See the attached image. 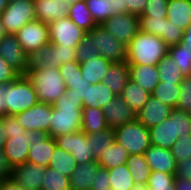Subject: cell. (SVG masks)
Instances as JSON below:
<instances>
[{"label": "cell", "instance_id": "1", "mask_svg": "<svg viewBox=\"0 0 191 190\" xmlns=\"http://www.w3.org/2000/svg\"><path fill=\"white\" fill-rule=\"evenodd\" d=\"M82 99L68 97L65 91L52 104L49 135L55 138L63 134L77 133L82 128Z\"/></svg>", "mask_w": 191, "mask_h": 190}, {"label": "cell", "instance_id": "2", "mask_svg": "<svg viewBox=\"0 0 191 190\" xmlns=\"http://www.w3.org/2000/svg\"><path fill=\"white\" fill-rule=\"evenodd\" d=\"M168 47L160 37L139 30L127 46L126 62L158 65L159 61L168 54Z\"/></svg>", "mask_w": 191, "mask_h": 190}, {"label": "cell", "instance_id": "3", "mask_svg": "<svg viewBox=\"0 0 191 190\" xmlns=\"http://www.w3.org/2000/svg\"><path fill=\"white\" fill-rule=\"evenodd\" d=\"M151 145L171 150L179 136L191 134V118L188 112L173 108L169 118L149 128Z\"/></svg>", "mask_w": 191, "mask_h": 190}, {"label": "cell", "instance_id": "4", "mask_svg": "<svg viewBox=\"0 0 191 190\" xmlns=\"http://www.w3.org/2000/svg\"><path fill=\"white\" fill-rule=\"evenodd\" d=\"M25 75L31 81L39 102L52 105L66 91L59 68L28 69Z\"/></svg>", "mask_w": 191, "mask_h": 190}, {"label": "cell", "instance_id": "5", "mask_svg": "<svg viewBox=\"0 0 191 190\" xmlns=\"http://www.w3.org/2000/svg\"><path fill=\"white\" fill-rule=\"evenodd\" d=\"M5 100L6 115L23 112L39 102L35 89L26 75H20L9 83L5 91Z\"/></svg>", "mask_w": 191, "mask_h": 190}, {"label": "cell", "instance_id": "6", "mask_svg": "<svg viewBox=\"0 0 191 190\" xmlns=\"http://www.w3.org/2000/svg\"><path fill=\"white\" fill-rule=\"evenodd\" d=\"M113 131L115 141L122 145L129 155L144 154L151 145L149 129L137 119Z\"/></svg>", "mask_w": 191, "mask_h": 190}, {"label": "cell", "instance_id": "7", "mask_svg": "<svg viewBox=\"0 0 191 190\" xmlns=\"http://www.w3.org/2000/svg\"><path fill=\"white\" fill-rule=\"evenodd\" d=\"M6 34H15L25 24L36 20L33 0H9L5 10L0 14Z\"/></svg>", "mask_w": 191, "mask_h": 190}, {"label": "cell", "instance_id": "8", "mask_svg": "<svg viewBox=\"0 0 191 190\" xmlns=\"http://www.w3.org/2000/svg\"><path fill=\"white\" fill-rule=\"evenodd\" d=\"M87 34L92 38V43L100 56L112 63L126 61L127 46L120 43L102 24L96 25Z\"/></svg>", "mask_w": 191, "mask_h": 190}, {"label": "cell", "instance_id": "9", "mask_svg": "<svg viewBox=\"0 0 191 190\" xmlns=\"http://www.w3.org/2000/svg\"><path fill=\"white\" fill-rule=\"evenodd\" d=\"M49 40L53 44L76 48L87 32L79 28L68 16L60 18L49 25Z\"/></svg>", "mask_w": 191, "mask_h": 190}, {"label": "cell", "instance_id": "10", "mask_svg": "<svg viewBox=\"0 0 191 190\" xmlns=\"http://www.w3.org/2000/svg\"><path fill=\"white\" fill-rule=\"evenodd\" d=\"M15 35L28 56L35 50L50 43L49 26L38 20L25 24Z\"/></svg>", "mask_w": 191, "mask_h": 190}, {"label": "cell", "instance_id": "11", "mask_svg": "<svg viewBox=\"0 0 191 190\" xmlns=\"http://www.w3.org/2000/svg\"><path fill=\"white\" fill-rule=\"evenodd\" d=\"M55 141L59 148L71 153L78 165L97 161L93 156L92 144H90L87 134L83 131L59 135L55 137Z\"/></svg>", "mask_w": 191, "mask_h": 190}, {"label": "cell", "instance_id": "12", "mask_svg": "<svg viewBox=\"0 0 191 190\" xmlns=\"http://www.w3.org/2000/svg\"><path fill=\"white\" fill-rule=\"evenodd\" d=\"M102 26L120 43L128 46L140 30L139 16L130 13L115 14L106 19Z\"/></svg>", "mask_w": 191, "mask_h": 190}, {"label": "cell", "instance_id": "13", "mask_svg": "<svg viewBox=\"0 0 191 190\" xmlns=\"http://www.w3.org/2000/svg\"><path fill=\"white\" fill-rule=\"evenodd\" d=\"M30 148L27 155V162L48 167L52 154L57 146L55 138L49 133L40 130L30 131Z\"/></svg>", "mask_w": 191, "mask_h": 190}, {"label": "cell", "instance_id": "14", "mask_svg": "<svg viewBox=\"0 0 191 190\" xmlns=\"http://www.w3.org/2000/svg\"><path fill=\"white\" fill-rule=\"evenodd\" d=\"M30 131L16 134H6L3 144V154L10 169L27 162V155L30 148Z\"/></svg>", "mask_w": 191, "mask_h": 190}, {"label": "cell", "instance_id": "15", "mask_svg": "<svg viewBox=\"0 0 191 190\" xmlns=\"http://www.w3.org/2000/svg\"><path fill=\"white\" fill-rule=\"evenodd\" d=\"M0 57L20 75L29 68V56L25 53L15 34H5L0 39Z\"/></svg>", "mask_w": 191, "mask_h": 190}, {"label": "cell", "instance_id": "16", "mask_svg": "<svg viewBox=\"0 0 191 190\" xmlns=\"http://www.w3.org/2000/svg\"><path fill=\"white\" fill-rule=\"evenodd\" d=\"M15 116L25 130H40L49 133L52 105L38 102L31 108L15 114Z\"/></svg>", "mask_w": 191, "mask_h": 190}, {"label": "cell", "instance_id": "17", "mask_svg": "<svg viewBox=\"0 0 191 190\" xmlns=\"http://www.w3.org/2000/svg\"><path fill=\"white\" fill-rule=\"evenodd\" d=\"M59 72L65 82L68 97L83 100L91 84L83 78L79 63L77 61L67 62L59 66Z\"/></svg>", "mask_w": 191, "mask_h": 190}, {"label": "cell", "instance_id": "18", "mask_svg": "<svg viewBox=\"0 0 191 190\" xmlns=\"http://www.w3.org/2000/svg\"><path fill=\"white\" fill-rule=\"evenodd\" d=\"M35 4V18L47 25L68 16L73 4L80 0H33Z\"/></svg>", "mask_w": 191, "mask_h": 190}, {"label": "cell", "instance_id": "19", "mask_svg": "<svg viewBox=\"0 0 191 190\" xmlns=\"http://www.w3.org/2000/svg\"><path fill=\"white\" fill-rule=\"evenodd\" d=\"M45 167L25 162L10 170V177L13 178L25 190H41L44 178Z\"/></svg>", "mask_w": 191, "mask_h": 190}, {"label": "cell", "instance_id": "20", "mask_svg": "<svg viewBox=\"0 0 191 190\" xmlns=\"http://www.w3.org/2000/svg\"><path fill=\"white\" fill-rule=\"evenodd\" d=\"M107 125L114 130L136 119V113L121 96H115L106 107H103Z\"/></svg>", "mask_w": 191, "mask_h": 190}, {"label": "cell", "instance_id": "21", "mask_svg": "<svg viewBox=\"0 0 191 190\" xmlns=\"http://www.w3.org/2000/svg\"><path fill=\"white\" fill-rule=\"evenodd\" d=\"M172 109L150 95L143 108L136 113V119L149 129L169 118Z\"/></svg>", "mask_w": 191, "mask_h": 190}, {"label": "cell", "instance_id": "22", "mask_svg": "<svg viewBox=\"0 0 191 190\" xmlns=\"http://www.w3.org/2000/svg\"><path fill=\"white\" fill-rule=\"evenodd\" d=\"M144 155L152 171L175 174L177 162L171 150L156 145H150Z\"/></svg>", "mask_w": 191, "mask_h": 190}, {"label": "cell", "instance_id": "23", "mask_svg": "<svg viewBox=\"0 0 191 190\" xmlns=\"http://www.w3.org/2000/svg\"><path fill=\"white\" fill-rule=\"evenodd\" d=\"M86 5L97 25L115 14L128 13V8L123 7V0H85Z\"/></svg>", "mask_w": 191, "mask_h": 190}, {"label": "cell", "instance_id": "24", "mask_svg": "<svg viewBox=\"0 0 191 190\" xmlns=\"http://www.w3.org/2000/svg\"><path fill=\"white\" fill-rule=\"evenodd\" d=\"M129 79L151 93L160 82L157 65L128 64Z\"/></svg>", "mask_w": 191, "mask_h": 190}, {"label": "cell", "instance_id": "25", "mask_svg": "<svg viewBox=\"0 0 191 190\" xmlns=\"http://www.w3.org/2000/svg\"><path fill=\"white\" fill-rule=\"evenodd\" d=\"M129 80V65L128 63H112L105 77L101 81L110 91L116 96H120Z\"/></svg>", "mask_w": 191, "mask_h": 190}, {"label": "cell", "instance_id": "26", "mask_svg": "<svg viewBox=\"0 0 191 190\" xmlns=\"http://www.w3.org/2000/svg\"><path fill=\"white\" fill-rule=\"evenodd\" d=\"M98 167L97 161L77 165L69 177L71 190H90Z\"/></svg>", "mask_w": 191, "mask_h": 190}, {"label": "cell", "instance_id": "27", "mask_svg": "<svg viewBox=\"0 0 191 190\" xmlns=\"http://www.w3.org/2000/svg\"><path fill=\"white\" fill-rule=\"evenodd\" d=\"M111 64L112 62L100 55L91 60L87 59L79 63L83 78L90 84L100 83L108 72Z\"/></svg>", "mask_w": 191, "mask_h": 190}, {"label": "cell", "instance_id": "28", "mask_svg": "<svg viewBox=\"0 0 191 190\" xmlns=\"http://www.w3.org/2000/svg\"><path fill=\"white\" fill-rule=\"evenodd\" d=\"M166 18L185 30L191 23V0H168Z\"/></svg>", "mask_w": 191, "mask_h": 190}, {"label": "cell", "instance_id": "29", "mask_svg": "<svg viewBox=\"0 0 191 190\" xmlns=\"http://www.w3.org/2000/svg\"><path fill=\"white\" fill-rule=\"evenodd\" d=\"M102 108L84 106L82 109V128L86 134L96 133L108 129Z\"/></svg>", "mask_w": 191, "mask_h": 190}, {"label": "cell", "instance_id": "30", "mask_svg": "<svg viewBox=\"0 0 191 190\" xmlns=\"http://www.w3.org/2000/svg\"><path fill=\"white\" fill-rule=\"evenodd\" d=\"M116 96L110 89L100 83L91 84L86 92V97L83 98V106L103 108Z\"/></svg>", "mask_w": 191, "mask_h": 190}, {"label": "cell", "instance_id": "31", "mask_svg": "<svg viewBox=\"0 0 191 190\" xmlns=\"http://www.w3.org/2000/svg\"><path fill=\"white\" fill-rule=\"evenodd\" d=\"M150 95L151 94L148 91L129 79L120 96L128 106L137 113L146 104Z\"/></svg>", "mask_w": 191, "mask_h": 190}, {"label": "cell", "instance_id": "32", "mask_svg": "<svg viewBox=\"0 0 191 190\" xmlns=\"http://www.w3.org/2000/svg\"><path fill=\"white\" fill-rule=\"evenodd\" d=\"M58 68L55 57V44L49 43L29 55L28 69Z\"/></svg>", "mask_w": 191, "mask_h": 190}, {"label": "cell", "instance_id": "33", "mask_svg": "<svg viewBox=\"0 0 191 190\" xmlns=\"http://www.w3.org/2000/svg\"><path fill=\"white\" fill-rule=\"evenodd\" d=\"M129 154L127 150L115 141L110 147H106L103 154L97 160L100 167L112 169L126 164Z\"/></svg>", "mask_w": 191, "mask_h": 190}, {"label": "cell", "instance_id": "34", "mask_svg": "<svg viewBox=\"0 0 191 190\" xmlns=\"http://www.w3.org/2000/svg\"><path fill=\"white\" fill-rule=\"evenodd\" d=\"M126 165L132 175L133 182L137 184H147L152 173L144 154L129 155Z\"/></svg>", "mask_w": 191, "mask_h": 190}, {"label": "cell", "instance_id": "35", "mask_svg": "<svg viewBox=\"0 0 191 190\" xmlns=\"http://www.w3.org/2000/svg\"><path fill=\"white\" fill-rule=\"evenodd\" d=\"M68 17L79 28L85 30L87 33L97 25L86 5L85 0H80L73 4L68 11Z\"/></svg>", "mask_w": 191, "mask_h": 190}, {"label": "cell", "instance_id": "36", "mask_svg": "<svg viewBox=\"0 0 191 190\" xmlns=\"http://www.w3.org/2000/svg\"><path fill=\"white\" fill-rule=\"evenodd\" d=\"M150 94L162 103L172 108H177V102L180 97V83L160 81Z\"/></svg>", "mask_w": 191, "mask_h": 190}, {"label": "cell", "instance_id": "37", "mask_svg": "<svg viewBox=\"0 0 191 190\" xmlns=\"http://www.w3.org/2000/svg\"><path fill=\"white\" fill-rule=\"evenodd\" d=\"M77 165L76 159L71 153L56 146L48 167H52L63 175L70 177Z\"/></svg>", "mask_w": 191, "mask_h": 190}, {"label": "cell", "instance_id": "38", "mask_svg": "<svg viewBox=\"0 0 191 190\" xmlns=\"http://www.w3.org/2000/svg\"><path fill=\"white\" fill-rule=\"evenodd\" d=\"M112 190H131L136 184L126 164L108 169Z\"/></svg>", "mask_w": 191, "mask_h": 190}, {"label": "cell", "instance_id": "39", "mask_svg": "<svg viewBox=\"0 0 191 190\" xmlns=\"http://www.w3.org/2000/svg\"><path fill=\"white\" fill-rule=\"evenodd\" d=\"M87 138L90 144H92V152L96 160L101 157L106 147H110L115 142L114 131L110 128L87 134Z\"/></svg>", "mask_w": 191, "mask_h": 190}, {"label": "cell", "instance_id": "40", "mask_svg": "<svg viewBox=\"0 0 191 190\" xmlns=\"http://www.w3.org/2000/svg\"><path fill=\"white\" fill-rule=\"evenodd\" d=\"M168 54L175 60L184 77L191 75V50L186 44L180 42L169 46Z\"/></svg>", "mask_w": 191, "mask_h": 190}, {"label": "cell", "instance_id": "41", "mask_svg": "<svg viewBox=\"0 0 191 190\" xmlns=\"http://www.w3.org/2000/svg\"><path fill=\"white\" fill-rule=\"evenodd\" d=\"M160 81L169 83H181L184 76L181 74L177 63L167 54L163 57L158 65Z\"/></svg>", "mask_w": 191, "mask_h": 190}, {"label": "cell", "instance_id": "42", "mask_svg": "<svg viewBox=\"0 0 191 190\" xmlns=\"http://www.w3.org/2000/svg\"><path fill=\"white\" fill-rule=\"evenodd\" d=\"M41 190H71L69 177L52 167H46Z\"/></svg>", "mask_w": 191, "mask_h": 190}, {"label": "cell", "instance_id": "43", "mask_svg": "<svg viewBox=\"0 0 191 190\" xmlns=\"http://www.w3.org/2000/svg\"><path fill=\"white\" fill-rule=\"evenodd\" d=\"M174 181V174L163 173L160 171H152L147 185L149 189L172 190L174 186Z\"/></svg>", "mask_w": 191, "mask_h": 190}, {"label": "cell", "instance_id": "44", "mask_svg": "<svg viewBox=\"0 0 191 190\" xmlns=\"http://www.w3.org/2000/svg\"><path fill=\"white\" fill-rule=\"evenodd\" d=\"M164 18L166 17L139 16L140 30L148 34L156 35L162 39V33H164Z\"/></svg>", "mask_w": 191, "mask_h": 190}, {"label": "cell", "instance_id": "45", "mask_svg": "<svg viewBox=\"0 0 191 190\" xmlns=\"http://www.w3.org/2000/svg\"><path fill=\"white\" fill-rule=\"evenodd\" d=\"M99 55V51L92 43V38L86 34L82 42L76 47V61L81 63L87 59L96 58Z\"/></svg>", "mask_w": 191, "mask_h": 190}, {"label": "cell", "instance_id": "46", "mask_svg": "<svg viewBox=\"0 0 191 190\" xmlns=\"http://www.w3.org/2000/svg\"><path fill=\"white\" fill-rule=\"evenodd\" d=\"M171 152L176 162L189 159L191 157V134L179 136L171 148Z\"/></svg>", "mask_w": 191, "mask_h": 190}, {"label": "cell", "instance_id": "47", "mask_svg": "<svg viewBox=\"0 0 191 190\" xmlns=\"http://www.w3.org/2000/svg\"><path fill=\"white\" fill-rule=\"evenodd\" d=\"M184 30L174 23L164 18V33H162V40L168 45H176L182 42Z\"/></svg>", "mask_w": 191, "mask_h": 190}, {"label": "cell", "instance_id": "48", "mask_svg": "<svg viewBox=\"0 0 191 190\" xmlns=\"http://www.w3.org/2000/svg\"><path fill=\"white\" fill-rule=\"evenodd\" d=\"M177 109L188 112L191 109V75L185 76L180 83V97Z\"/></svg>", "mask_w": 191, "mask_h": 190}, {"label": "cell", "instance_id": "49", "mask_svg": "<svg viewBox=\"0 0 191 190\" xmlns=\"http://www.w3.org/2000/svg\"><path fill=\"white\" fill-rule=\"evenodd\" d=\"M168 0H147L146 7L140 16L166 17Z\"/></svg>", "mask_w": 191, "mask_h": 190}, {"label": "cell", "instance_id": "50", "mask_svg": "<svg viewBox=\"0 0 191 190\" xmlns=\"http://www.w3.org/2000/svg\"><path fill=\"white\" fill-rule=\"evenodd\" d=\"M110 176L107 168L98 167L90 190H110Z\"/></svg>", "mask_w": 191, "mask_h": 190}, {"label": "cell", "instance_id": "51", "mask_svg": "<svg viewBox=\"0 0 191 190\" xmlns=\"http://www.w3.org/2000/svg\"><path fill=\"white\" fill-rule=\"evenodd\" d=\"M55 57L56 62H58V68L67 62L76 61V48L55 44Z\"/></svg>", "mask_w": 191, "mask_h": 190}, {"label": "cell", "instance_id": "52", "mask_svg": "<svg viewBox=\"0 0 191 190\" xmlns=\"http://www.w3.org/2000/svg\"><path fill=\"white\" fill-rule=\"evenodd\" d=\"M19 76L20 74L0 57V84L11 83Z\"/></svg>", "mask_w": 191, "mask_h": 190}, {"label": "cell", "instance_id": "53", "mask_svg": "<svg viewBox=\"0 0 191 190\" xmlns=\"http://www.w3.org/2000/svg\"><path fill=\"white\" fill-rule=\"evenodd\" d=\"M3 126L6 129V134H16V133L25 132V129L18 122L15 115H4Z\"/></svg>", "mask_w": 191, "mask_h": 190}, {"label": "cell", "instance_id": "54", "mask_svg": "<svg viewBox=\"0 0 191 190\" xmlns=\"http://www.w3.org/2000/svg\"><path fill=\"white\" fill-rule=\"evenodd\" d=\"M175 179L191 180V157L177 162Z\"/></svg>", "mask_w": 191, "mask_h": 190}, {"label": "cell", "instance_id": "55", "mask_svg": "<svg viewBox=\"0 0 191 190\" xmlns=\"http://www.w3.org/2000/svg\"><path fill=\"white\" fill-rule=\"evenodd\" d=\"M147 0H123V7L128 8V13L140 16L143 14Z\"/></svg>", "mask_w": 191, "mask_h": 190}, {"label": "cell", "instance_id": "56", "mask_svg": "<svg viewBox=\"0 0 191 190\" xmlns=\"http://www.w3.org/2000/svg\"><path fill=\"white\" fill-rule=\"evenodd\" d=\"M0 190H25L10 176L0 180Z\"/></svg>", "mask_w": 191, "mask_h": 190}, {"label": "cell", "instance_id": "57", "mask_svg": "<svg viewBox=\"0 0 191 190\" xmlns=\"http://www.w3.org/2000/svg\"><path fill=\"white\" fill-rule=\"evenodd\" d=\"M10 168L5 161L3 150L0 149V180L10 176Z\"/></svg>", "mask_w": 191, "mask_h": 190}, {"label": "cell", "instance_id": "58", "mask_svg": "<svg viewBox=\"0 0 191 190\" xmlns=\"http://www.w3.org/2000/svg\"><path fill=\"white\" fill-rule=\"evenodd\" d=\"M9 83L0 84V118L6 115L5 91Z\"/></svg>", "mask_w": 191, "mask_h": 190}, {"label": "cell", "instance_id": "59", "mask_svg": "<svg viewBox=\"0 0 191 190\" xmlns=\"http://www.w3.org/2000/svg\"><path fill=\"white\" fill-rule=\"evenodd\" d=\"M174 184H175L180 190H191V180L175 179Z\"/></svg>", "mask_w": 191, "mask_h": 190}, {"label": "cell", "instance_id": "60", "mask_svg": "<svg viewBox=\"0 0 191 190\" xmlns=\"http://www.w3.org/2000/svg\"><path fill=\"white\" fill-rule=\"evenodd\" d=\"M182 43L191 50V28H186L183 33Z\"/></svg>", "mask_w": 191, "mask_h": 190}, {"label": "cell", "instance_id": "61", "mask_svg": "<svg viewBox=\"0 0 191 190\" xmlns=\"http://www.w3.org/2000/svg\"><path fill=\"white\" fill-rule=\"evenodd\" d=\"M6 140V129L3 126V117L0 118V149H3L4 141Z\"/></svg>", "mask_w": 191, "mask_h": 190}, {"label": "cell", "instance_id": "62", "mask_svg": "<svg viewBox=\"0 0 191 190\" xmlns=\"http://www.w3.org/2000/svg\"><path fill=\"white\" fill-rule=\"evenodd\" d=\"M131 190H150L147 184H137Z\"/></svg>", "mask_w": 191, "mask_h": 190}, {"label": "cell", "instance_id": "63", "mask_svg": "<svg viewBox=\"0 0 191 190\" xmlns=\"http://www.w3.org/2000/svg\"><path fill=\"white\" fill-rule=\"evenodd\" d=\"M9 3V0H0V14L5 10Z\"/></svg>", "mask_w": 191, "mask_h": 190}, {"label": "cell", "instance_id": "64", "mask_svg": "<svg viewBox=\"0 0 191 190\" xmlns=\"http://www.w3.org/2000/svg\"><path fill=\"white\" fill-rule=\"evenodd\" d=\"M5 31L3 29V26H2V22H1V19H0V39L5 35Z\"/></svg>", "mask_w": 191, "mask_h": 190}, {"label": "cell", "instance_id": "65", "mask_svg": "<svg viewBox=\"0 0 191 190\" xmlns=\"http://www.w3.org/2000/svg\"><path fill=\"white\" fill-rule=\"evenodd\" d=\"M172 190H180V189L174 184Z\"/></svg>", "mask_w": 191, "mask_h": 190}, {"label": "cell", "instance_id": "66", "mask_svg": "<svg viewBox=\"0 0 191 190\" xmlns=\"http://www.w3.org/2000/svg\"><path fill=\"white\" fill-rule=\"evenodd\" d=\"M189 117L191 118V109L188 111Z\"/></svg>", "mask_w": 191, "mask_h": 190}]
</instances>
